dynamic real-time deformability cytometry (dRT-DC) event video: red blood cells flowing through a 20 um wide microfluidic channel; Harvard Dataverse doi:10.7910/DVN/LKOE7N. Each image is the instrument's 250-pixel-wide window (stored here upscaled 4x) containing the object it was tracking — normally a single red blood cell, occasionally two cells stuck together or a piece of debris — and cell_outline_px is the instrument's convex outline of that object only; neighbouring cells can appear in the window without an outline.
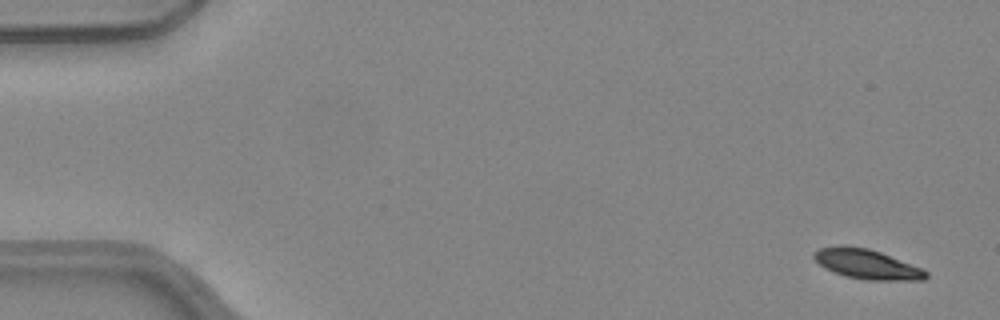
{"species": "common noctule bat (a hibernating species)", "species_latin": "Nyctalus noctula", "temperature_condition": "warm", "stored_images_in_passage": 50, "camera_frame_rate_fps": 3000, "um_per_image_px": 0.085, "animal": {"sex": "female", "body_mass_g": 24.6, "forearm_length_mm": 56.2}, "frame": {"image": 1, "passage_image": 1, "time_ms": 0.0, "image_size_px": [1000, 320], "cell_outline_px": [[928, 276], [924, 280], [868, 280], [844, 276], [832, 272], [824, 268], [812, 256], [812, 252], [820, 248], [840, 244], [844, 244], [868, 248], [880, 252], [920, 268], [928, 272]], "centroid_in_image_um": [73.62, 22.44], "position_along_channel_um": 11.4, "area_um2": 19.48}}
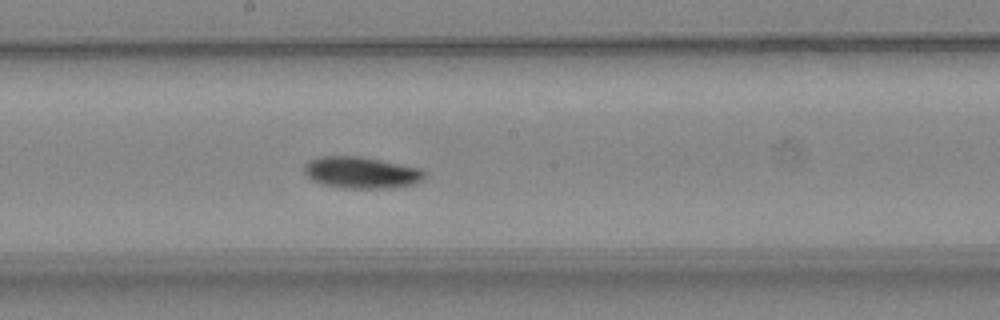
{"frame": {"image": 2, "passage_image": 27, "time_ms": 8.667, "image_size_px": [1000, 320], "cell_outline_px": [[424, 180], [416, 184], [392, 188], [340, 188], [324, 184], [312, 180], [304, 172], [304, 164], [308, 160], [320, 156], [360, 156], [420, 168], [424, 172]], "centroid_in_image_um": [30.71, 14.67], "position_along_channel_um": 217.5, "area_um2": 22.25}}
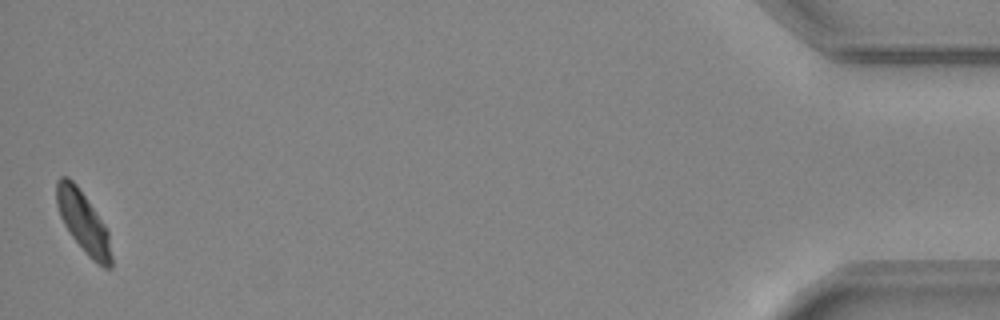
{"frame": {"image": 3, "passage_image": 50, "time_ms": 16.333, "image_size_px": [1000, 320], "cell_outline_px": [[112, 268], [104, 268], [92, 260], [88, 256], [72, 236], [64, 224], [60, 216], [56, 204], [56, 180], [60, 176], [68, 176], [76, 184], [104, 224], [108, 232], [112, 256]], "centroid_in_image_um": [7.07, 18.88], "position_along_channel_um": 428.1, "area_um2": 19.36}, "authors_computed_cell_mechanics": {"area_um2": 20.4901, "velocity_mm_per_s": 3.9871, "shape_relaxation_time_tau1_ms": 3.1878, "shape_relaxation_time_tau2_ms": null, "deformation_change_tau1": 0.1073, "deformation_change_tau2": null}}